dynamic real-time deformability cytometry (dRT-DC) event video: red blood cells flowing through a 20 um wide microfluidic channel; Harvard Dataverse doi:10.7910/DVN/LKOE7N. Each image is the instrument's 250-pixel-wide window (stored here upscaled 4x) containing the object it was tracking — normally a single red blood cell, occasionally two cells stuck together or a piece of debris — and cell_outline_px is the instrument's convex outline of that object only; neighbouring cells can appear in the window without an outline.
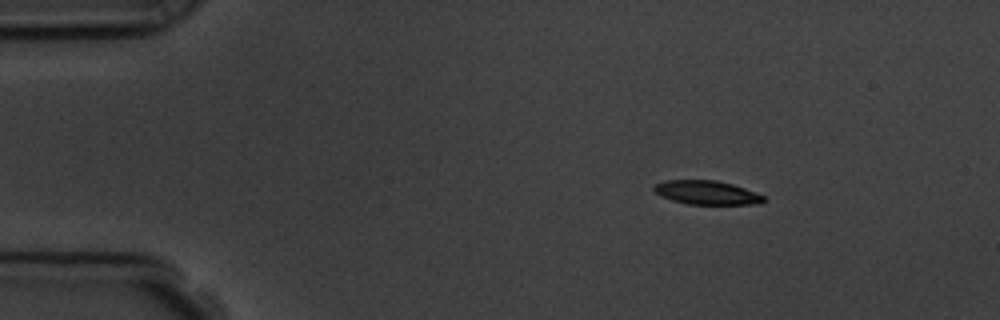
{"species": "common noctule bat (a hibernating species)", "species_latin": "Nyctalus noctula", "temperature_condition": "room temperature", "stored_images_in_passage": 5, "camera_frame_rate_fps": 3000, "um_per_image_px": 0.085, "animal": {"sex": "male", "body_mass_g": 19.5, "forearm_length_mm": 54.6}, "frame": {"image": 1, "passage_image": 2, "time_ms": 1.0, "image_size_px": [1000, 320], "cell_outline_px": [[764, 200], [760, 204], [688, 204], [672, 200], [660, 196], [652, 192], [652, 184], [664, 180], [716, 180], [732, 184], [756, 192], [764, 196]], "centroid_in_image_um": [59.99, 16.36], "position_along_channel_um": 25.0, "area_um2": 15.43}}
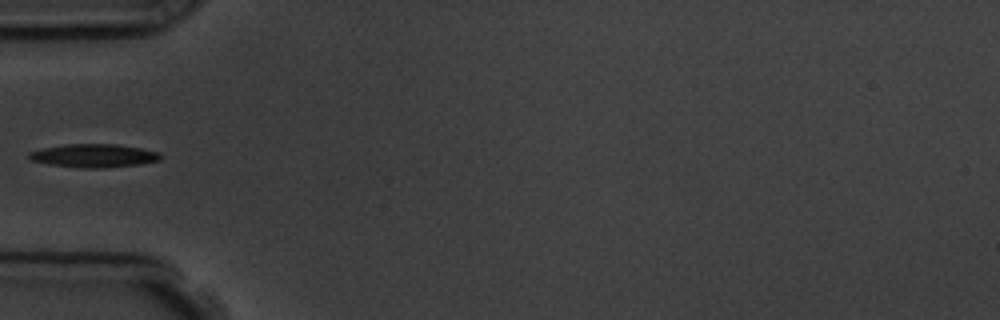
{"frame": {"image": 2, "passage_image": 5, "time_ms": 4.333, "image_size_px": [1000, 320], "cell_outline_px": [[164, 156], [160, 160], [140, 164], [104, 168], [80, 168], [48, 164], [28, 160], [28, 152], [44, 148], [64, 144], [116, 144], [140, 148], [160, 152]], "centroid_in_image_um": [7.98, 13.24], "position_along_channel_um": 77.0, "area_um2": 18.09}}